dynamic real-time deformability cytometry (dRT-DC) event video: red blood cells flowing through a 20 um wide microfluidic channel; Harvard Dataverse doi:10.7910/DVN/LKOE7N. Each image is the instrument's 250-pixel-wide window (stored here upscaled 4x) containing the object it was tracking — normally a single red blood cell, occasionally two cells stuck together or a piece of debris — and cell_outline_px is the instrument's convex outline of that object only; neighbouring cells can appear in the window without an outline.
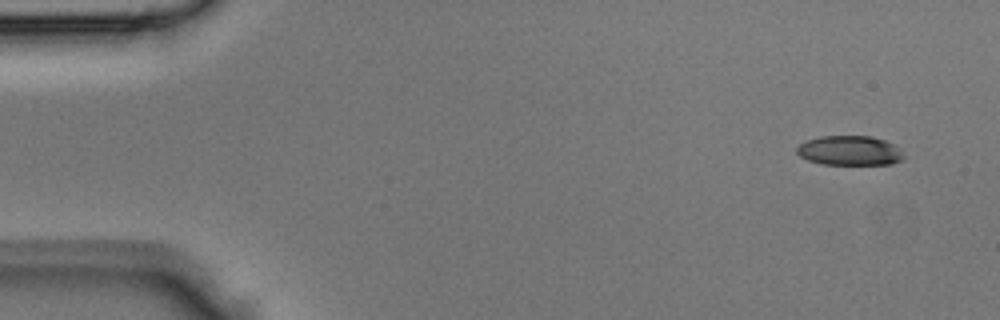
{"species": "Egyptian fruit bat (a non-hibernating species)", "species_latin": "Rousettus aegyptiacus", "temperature_condition": "room temperature", "stored_images_in_passage": 11, "camera_frame_rate_fps": 3000, "um_per_image_px": 0.085, "animal": {"sex": "male"}, "frame": {"image": 1, "passage_image": 2, "time_ms": 0.333, "image_size_px": [1000, 320], "cell_outline_px": [[904, 160], [892, 164], [820, 164], [808, 160], [800, 156], [796, 152], [796, 148], [800, 144], [808, 140], [820, 136], [872, 136], [884, 140], [892, 144], [904, 156]], "centroid_in_image_um": [72.2, 12.8], "position_along_channel_um": 12.8, "area_um2": 18.32}}
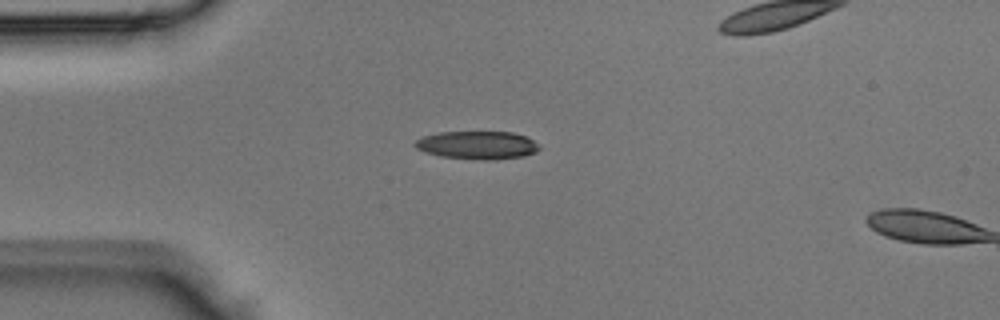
{"frame": {"image": 2, "passage_image": 10, "time_ms": 3.0, "image_size_px": [1000, 320], "cell_outline_px": [[540, 148], [536, 152], [524, 156], [492, 160], [480, 160], [440, 156], [424, 152], [416, 148], [412, 144], [416, 140], [424, 136], [440, 132], [512, 132], [528, 136]], "centroid_in_image_um": [40.56, 12.34], "position_along_channel_um": 44.4, "area_um2": 20.4}}